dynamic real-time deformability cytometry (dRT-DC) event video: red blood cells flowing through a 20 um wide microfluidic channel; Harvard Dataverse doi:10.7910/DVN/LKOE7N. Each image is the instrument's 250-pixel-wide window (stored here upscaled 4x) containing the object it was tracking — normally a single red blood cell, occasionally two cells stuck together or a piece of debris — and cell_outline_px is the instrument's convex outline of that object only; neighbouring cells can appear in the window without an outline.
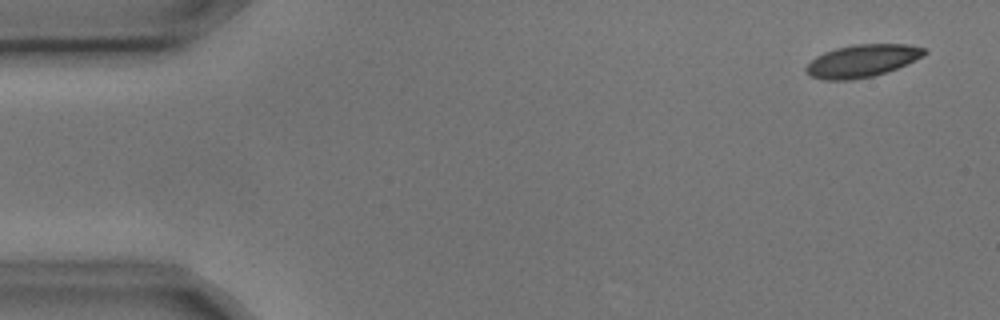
{"species": "common noctule bat (a hibernating species)", "species_latin": "Nyctalus noctula", "temperature_condition": "cold", "stored_images_in_passage": 4, "camera_frame_rate_fps": 3000, "um_per_image_px": 0.085, "animal": {"sex": "male", "body_mass_g": 17.9, "forearm_length_mm": 54.2}, "frame": {"image": 1, "passage_image": 1, "time_ms": 0.0, "image_size_px": [1000, 320], "cell_outline_px": [[928, 52], [888, 72], [872, 76], [848, 80], [824, 80], [808, 76], [804, 72], [804, 68], [816, 56], [824, 52], [836, 48], [856, 44], [908, 44], [928, 48]], "centroid_in_image_um": [73.23, 5.17], "position_along_channel_um": 11.8, "area_um2": 22.37}}